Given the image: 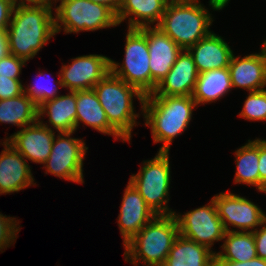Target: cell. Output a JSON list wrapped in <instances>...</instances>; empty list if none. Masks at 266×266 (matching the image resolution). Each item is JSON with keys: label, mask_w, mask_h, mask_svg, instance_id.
Wrapping results in <instances>:
<instances>
[{"label": "cell", "mask_w": 266, "mask_h": 266, "mask_svg": "<svg viewBox=\"0 0 266 266\" xmlns=\"http://www.w3.org/2000/svg\"><path fill=\"white\" fill-rule=\"evenodd\" d=\"M258 192L266 193V181L263 183L261 189Z\"/></svg>", "instance_id": "60d3db41"}, {"label": "cell", "mask_w": 266, "mask_h": 266, "mask_svg": "<svg viewBox=\"0 0 266 266\" xmlns=\"http://www.w3.org/2000/svg\"><path fill=\"white\" fill-rule=\"evenodd\" d=\"M147 36L149 66L151 71V93L167 75L182 49L158 27L140 28Z\"/></svg>", "instance_id": "4fadbf2b"}, {"label": "cell", "mask_w": 266, "mask_h": 266, "mask_svg": "<svg viewBox=\"0 0 266 266\" xmlns=\"http://www.w3.org/2000/svg\"><path fill=\"white\" fill-rule=\"evenodd\" d=\"M215 253L179 234L163 266H215Z\"/></svg>", "instance_id": "603a6c76"}, {"label": "cell", "mask_w": 266, "mask_h": 266, "mask_svg": "<svg viewBox=\"0 0 266 266\" xmlns=\"http://www.w3.org/2000/svg\"><path fill=\"white\" fill-rule=\"evenodd\" d=\"M74 132H61L54 137L51 153L43 164L45 174L83 184V161L88 147L85 140L70 137Z\"/></svg>", "instance_id": "9c48e42d"}, {"label": "cell", "mask_w": 266, "mask_h": 266, "mask_svg": "<svg viewBox=\"0 0 266 266\" xmlns=\"http://www.w3.org/2000/svg\"><path fill=\"white\" fill-rule=\"evenodd\" d=\"M38 121V106L26 94L0 100V123L12 124L20 128Z\"/></svg>", "instance_id": "d4e9b609"}, {"label": "cell", "mask_w": 266, "mask_h": 266, "mask_svg": "<svg viewBox=\"0 0 266 266\" xmlns=\"http://www.w3.org/2000/svg\"><path fill=\"white\" fill-rule=\"evenodd\" d=\"M110 59L89 54L72 58V64L62 65L58 74L69 91L91 90L110 71Z\"/></svg>", "instance_id": "7c38bea8"}, {"label": "cell", "mask_w": 266, "mask_h": 266, "mask_svg": "<svg viewBox=\"0 0 266 266\" xmlns=\"http://www.w3.org/2000/svg\"><path fill=\"white\" fill-rule=\"evenodd\" d=\"M238 116L249 121H266V89L249 92Z\"/></svg>", "instance_id": "f1b7e54d"}, {"label": "cell", "mask_w": 266, "mask_h": 266, "mask_svg": "<svg viewBox=\"0 0 266 266\" xmlns=\"http://www.w3.org/2000/svg\"><path fill=\"white\" fill-rule=\"evenodd\" d=\"M178 235L174 215H157L123 246L124 259L133 266H163Z\"/></svg>", "instance_id": "3957f363"}, {"label": "cell", "mask_w": 266, "mask_h": 266, "mask_svg": "<svg viewBox=\"0 0 266 266\" xmlns=\"http://www.w3.org/2000/svg\"><path fill=\"white\" fill-rule=\"evenodd\" d=\"M15 5L16 4H36L45 2V0H11Z\"/></svg>", "instance_id": "ab89813d"}, {"label": "cell", "mask_w": 266, "mask_h": 266, "mask_svg": "<svg viewBox=\"0 0 266 266\" xmlns=\"http://www.w3.org/2000/svg\"><path fill=\"white\" fill-rule=\"evenodd\" d=\"M187 50L193 58L198 73L228 67L234 53L223 37L214 32Z\"/></svg>", "instance_id": "d6986e66"}, {"label": "cell", "mask_w": 266, "mask_h": 266, "mask_svg": "<svg viewBox=\"0 0 266 266\" xmlns=\"http://www.w3.org/2000/svg\"><path fill=\"white\" fill-rule=\"evenodd\" d=\"M43 73L44 72L40 71V73L36 76L38 78V81H36L35 84H30V86L28 85L26 88L24 87V93H26L36 103L38 107L42 103L56 98L59 95V86L60 88H64L60 77L57 81H54V83H56V85H54V83L51 84L52 81H49L47 75ZM45 76L47 77V79Z\"/></svg>", "instance_id": "83f0119b"}, {"label": "cell", "mask_w": 266, "mask_h": 266, "mask_svg": "<svg viewBox=\"0 0 266 266\" xmlns=\"http://www.w3.org/2000/svg\"><path fill=\"white\" fill-rule=\"evenodd\" d=\"M226 231L253 232L266 220L265 212L250 200L231 192L212 197ZM229 225L236 229H230Z\"/></svg>", "instance_id": "8fae6325"}, {"label": "cell", "mask_w": 266, "mask_h": 266, "mask_svg": "<svg viewBox=\"0 0 266 266\" xmlns=\"http://www.w3.org/2000/svg\"><path fill=\"white\" fill-rule=\"evenodd\" d=\"M223 241L215 261L245 262L257 257L253 232L226 231Z\"/></svg>", "instance_id": "484cf974"}, {"label": "cell", "mask_w": 266, "mask_h": 266, "mask_svg": "<svg viewBox=\"0 0 266 266\" xmlns=\"http://www.w3.org/2000/svg\"><path fill=\"white\" fill-rule=\"evenodd\" d=\"M14 7L11 0H0V30H7Z\"/></svg>", "instance_id": "836d02e7"}, {"label": "cell", "mask_w": 266, "mask_h": 266, "mask_svg": "<svg viewBox=\"0 0 266 266\" xmlns=\"http://www.w3.org/2000/svg\"><path fill=\"white\" fill-rule=\"evenodd\" d=\"M76 113V91H69L67 95H58L53 100L42 103L38 107V121L58 133L75 132ZM45 115L51 126L41 120Z\"/></svg>", "instance_id": "ffe728a7"}, {"label": "cell", "mask_w": 266, "mask_h": 266, "mask_svg": "<svg viewBox=\"0 0 266 266\" xmlns=\"http://www.w3.org/2000/svg\"><path fill=\"white\" fill-rule=\"evenodd\" d=\"M232 89L229 68L208 70L198 74L191 97L197 106L215 102Z\"/></svg>", "instance_id": "cb8c5ba5"}, {"label": "cell", "mask_w": 266, "mask_h": 266, "mask_svg": "<svg viewBox=\"0 0 266 266\" xmlns=\"http://www.w3.org/2000/svg\"><path fill=\"white\" fill-rule=\"evenodd\" d=\"M92 89L106 113L109 124L130 143L132 129L137 125L136 120L140 117V114L134 111L133 97L139 100L143 110L145 95L111 71Z\"/></svg>", "instance_id": "5b68a950"}, {"label": "cell", "mask_w": 266, "mask_h": 266, "mask_svg": "<svg viewBox=\"0 0 266 266\" xmlns=\"http://www.w3.org/2000/svg\"><path fill=\"white\" fill-rule=\"evenodd\" d=\"M169 161V152L158 151L153 159L145 160L140 171L129 179L156 215H173L175 212L167 205L171 181Z\"/></svg>", "instance_id": "52a82bcc"}, {"label": "cell", "mask_w": 266, "mask_h": 266, "mask_svg": "<svg viewBox=\"0 0 266 266\" xmlns=\"http://www.w3.org/2000/svg\"><path fill=\"white\" fill-rule=\"evenodd\" d=\"M19 220L17 222L15 217H10L0 213V251L7 249V247L14 245L17 234L20 232ZM18 226V227H17Z\"/></svg>", "instance_id": "f546056e"}, {"label": "cell", "mask_w": 266, "mask_h": 266, "mask_svg": "<svg viewBox=\"0 0 266 266\" xmlns=\"http://www.w3.org/2000/svg\"><path fill=\"white\" fill-rule=\"evenodd\" d=\"M230 0H209V5L215 11L222 10Z\"/></svg>", "instance_id": "f35d334b"}, {"label": "cell", "mask_w": 266, "mask_h": 266, "mask_svg": "<svg viewBox=\"0 0 266 266\" xmlns=\"http://www.w3.org/2000/svg\"><path fill=\"white\" fill-rule=\"evenodd\" d=\"M215 266H266V260L256 257L245 262L215 261Z\"/></svg>", "instance_id": "d590c367"}, {"label": "cell", "mask_w": 266, "mask_h": 266, "mask_svg": "<svg viewBox=\"0 0 266 266\" xmlns=\"http://www.w3.org/2000/svg\"><path fill=\"white\" fill-rule=\"evenodd\" d=\"M170 0H122L116 15L118 26L128 18L127 28L157 26Z\"/></svg>", "instance_id": "44dd1931"}, {"label": "cell", "mask_w": 266, "mask_h": 266, "mask_svg": "<svg viewBox=\"0 0 266 266\" xmlns=\"http://www.w3.org/2000/svg\"><path fill=\"white\" fill-rule=\"evenodd\" d=\"M9 54L8 39L6 30H0V59Z\"/></svg>", "instance_id": "74e56055"}, {"label": "cell", "mask_w": 266, "mask_h": 266, "mask_svg": "<svg viewBox=\"0 0 266 266\" xmlns=\"http://www.w3.org/2000/svg\"><path fill=\"white\" fill-rule=\"evenodd\" d=\"M24 93L20 79L0 78V100L17 97Z\"/></svg>", "instance_id": "1f68e13d"}, {"label": "cell", "mask_w": 266, "mask_h": 266, "mask_svg": "<svg viewBox=\"0 0 266 266\" xmlns=\"http://www.w3.org/2000/svg\"><path fill=\"white\" fill-rule=\"evenodd\" d=\"M26 61L8 54L6 57L0 59V78L20 79V74Z\"/></svg>", "instance_id": "4dcf8cb0"}, {"label": "cell", "mask_w": 266, "mask_h": 266, "mask_svg": "<svg viewBox=\"0 0 266 266\" xmlns=\"http://www.w3.org/2000/svg\"><path fill=\"white\" fill-rule=\"evenodd\" d=\"M53 2L16 4L6 30L9 54L33 59L54 35Z\"/></svg>", "instance_id": "6da1fadb"}, {"label": "cell", "mask_w": 266, "mask_h": 266, "mask_svg": "<svg viewBox=\"0 0 266 266\" xmlns=\"http://www.w3.org/2000/svg\"><path fill=\"white\" fill-rule=\"evenodd\" d=\"M232 88H241L248 92L266 88V46L262 43L259 53L244 57L232 55L228 66Z\"/></svg>", "instance_id": "2e32d148"}, {"label": "cell", "mask_w": 266, "mask_h": 266, "mask_svg": "<svg viewBox=\"0 0 266 266\" xmlns=\"http://www.w3.org/2000/svg\"><path fill=\"white\" fill-rule=\"evenodd\" d=\"M127 31L123 63L110 59V71L146 96L151 94L147 36L140 28H128Z\"/></svg>", "instance_id": "ba28073f"}, {"label": "cell", "mask_w": 266, "mask_h": 266, "mask_svg": "<svg viewBox=\"0 0 266 266\" xmlns=\"http://www.w3.org/2000/svg\"><path fill=\"white\" fill-rule=\"evenodd\" d=\"M257 257L266 260V220L260 225V228L253 231Z\"/></svg>", "instance_id": "d6a6232c"}, {"label": "cell", "mask_w": 266, "mask_h": 266, "mask_svg": "<svg viewBox=\"0 0 266 266\" xmlns=\"http://www.w3.org/2000/svg\"><path fill=\"white\" fill-rule=\"evenodd\" d=\"M236 172L234 183L256 187L259 191V138L248 140L235 151Z\"/></svg>", "instance_id": "4316f807"}, {"label": "cell", "mask_w": 266, "mask_h": 266, "mask_svg": "<svg viewBox=\"0 0 266 266\" xmlns=\"http://www.w3.org/2000/svg\"><path fill=\"white\" fill-rule=\"evenodd\" d=\"M209 10L199 0H170L156 26L182 50L195 45L212 31Z\"/></svg>", "instance_id": "277c9868"}, {"label": "cell", "mask_w": 266, "mask_h": 266, "mask_svg": "<svg viewBox=\"0 0 266 266\" xmlns=\"http://www.w3.org/2000/svg\"><path fill=\"white\" fill-rule=\"evenodd\" d=\"M76 130L80 123L96 131L112 135L115 139L127 142L110 124L93 89L76 91Z\"/></svg>", "instance_id": "7402d4cb"}, {"label": "cell", "mask_w": 266, "mask_h": 266, "mask_svg": "<svg viewBox=\"0 0 266 266\" xmlns=\"http://www.w3.org/2000/svg\"><path fill=\"white\" fill-rule=\"evenodd\" d=\"M91 2H94L96 4L105 5L108 8H110L116 15L119 11V8L121 6L122 0H89Z\"/></svg>", "instance_id": "8d00e7d4"}, {"label": "cell", "mask_w": 266, "mask_h": 266, "mask_svg": "<svg viewBox=\"0 0 266 266\" xmlns=\"http://www.w3.org/2000/svg\"><path fill=\"white\" fill-rule=\"evenodd\" d=\"M195 107L191 96H145L141 114L154 143L163 142L159 152H169L171 142L189 126Z\"/></svg>", "instance_id": "7a4b0ae2"}, {"label": "cell", "mask_w": 266, "mask_h": 266, "mask_svg": "<svg viewBox=\"0 0 266 266\" xmlns=\"http://www.w3.org/2000/svg\"><path fill=\"white\" fill-rule=\"evenodd\" d=\"M259 190L261 189L263 183L266 181V140L259 138Z\"/></svg>", "instance_id": "e575fe53"}, {"label": "cell", "mask_w": 266, "mask_h": 266, "mask_svg": "<svg viewBox=\"0 0 266 266\" xmlns=\"http://www.w3.org/2000/svg\"><path fill=\"white\" fill-rule=\"evenodd\" d=\"M156 216L136 188L128 182L117 218L123 245Z\"/></svg>", "instance_id": "e0dca14e"}, {"label": "cell", "mask_w": 266, "mask_h": 266, "mask_svg": "<svg viewBox=\"0 0 266 266\" xmlns=\"http://www.w3.org/2000/svg\"><path fill=\"white\" fill-rule=\"evenodd\" d=\"M2 141L0 144L4 147L0 154V195L19 192L31 185L35 186L37 182L32 176L26 158L7 140Z\"/></svg>", "instance_id": "9a60e30c"}, {"label": "cell", "mask_w": 266, "mask_h": 266, "mask_svg": "<svg viewBox=\"0 0 266 266\" xmlns=\"http://www.w3.org/2000/svg\"><path fill=\"white\" fill-rule=\"evenodd\" d=\"M56 34L96 31L118 25L116 14L107 6L89 0H54ZM63 28V29H62Z\"/></svg>", "instance_id": "8992f818"}, {"label": "cell", "mask_w": 266, "mask_h": 266, "mask_svg": "<svg viewBox=\"0 0 266 266\" xmlns=\"http://www.w3.org/2000/svg\"><path fill=\"white\" fill-rule=\"evenodd\" d=\"M176 218L179 234L204 245L210 250L214 242L223 240L226 230L218 216L213 199L202 207L184 214H173Z\"/></svg>", "instance_id": "30bf717a"}, {"label": "cell", "mask_w": 266, "mask_h": 266, "mask_svg": "<svg viewBox=\"0 0 266 266\" xmlns=\"http://www.w3.org/2000/svg\"><path fill=\"white\" fill-rule=\"evenodd\" d=\"M198 71L188 50H182L167 75L155 91L146 96H191L198 79Z\"/></svg>", "instance_id": "ac0fdd59"}, {"label": "cell", "mask_w": 266, "mask_h": 266, "mask_svg": "<svg viewBox=\"0 0 266 266\" xmlns=\"http://www.w3.org/2000/svg\"><path fill=\"white\" fill-rule=\"evenodd\" d=\"M56 132L39 121L14 132L7 140L19 153L33 163L44 164L51 153Z\"/></svg>", "instance_id": "5bb4252c"}]
</instances>
